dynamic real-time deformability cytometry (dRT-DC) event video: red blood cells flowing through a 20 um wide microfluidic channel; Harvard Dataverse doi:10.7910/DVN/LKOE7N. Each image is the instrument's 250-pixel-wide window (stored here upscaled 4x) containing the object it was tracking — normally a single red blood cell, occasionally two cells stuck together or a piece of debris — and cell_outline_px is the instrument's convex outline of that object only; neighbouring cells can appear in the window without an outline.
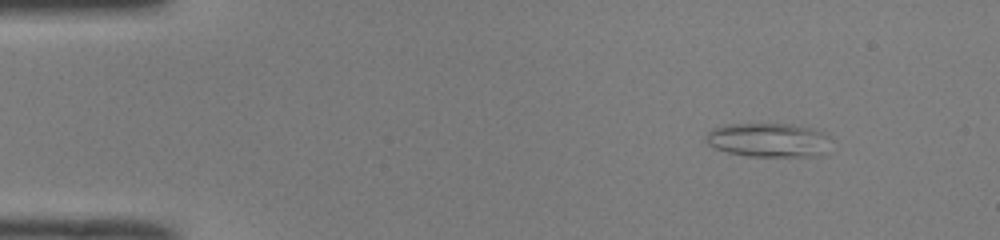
{"species": "common noctule bat (a hibernating species)", "species_latin": "Nyctalus noctula", "temperature_condition": "room temperature", "stored_images_in_passage": 46, "camera_frame_rate_fps": 3000, "um_per_image_px": 0.085, "animal": {"sex": "male", "body_mass_g": 19.0, "forearm_length_mm": 50.8}, "frame": {"image": 1, "passage_image": 2, "time_ms": 0.333, "image_size_px": [1000, 240], "cell_outline_px": [[832, 136], [824, 152], [820, 156], [748, 156], [728, 152], [716, 148], [708, 144], [708, 132], [712, 128], [724, 124], [792, 124], [812, 128]], "centroid_in_image_um": [65.36, 11.89], "position_along_channel_um": 19.6, "area_um2": 24.74}}
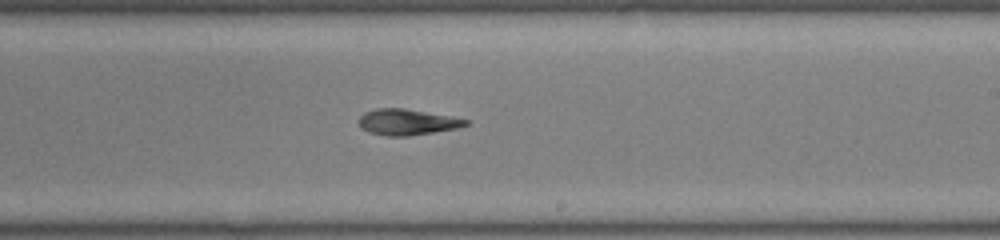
{"frame": {"image": 2, "passage_image": 26, "time_ms": 8.333, "image_size_px": [1000, 240], "cell_outline_px": [[468, 124], [456, 128], [408, 136], [388, 136], [368, 132], [360, 124], [360, 116], [364, 112], [376, 108], [404, 108], [448, 116], [468, 120]], "centroid_in_image_um": [34.57, 10.37], "position_along_channel_um": 254.4, "area_um2": 15.78}}
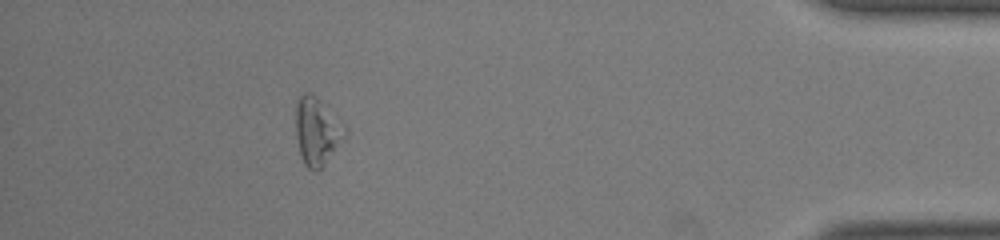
{"frame": {"image": 3, "passage_image": 41, "time_ms": 13.333, "image_size_px": [1000, 240], "cell_outline_px": [[348, 132], [324, 164], [316, 172], [312, 172], [304, 164], [300, 156], [296, 136], [296, 100], [304, 92], [312, 92], [348, 128]], "centroid_in_image_um": [26.93, 11.14], "position_along_channel_um": 408.3, "area_um2": 19.42}}